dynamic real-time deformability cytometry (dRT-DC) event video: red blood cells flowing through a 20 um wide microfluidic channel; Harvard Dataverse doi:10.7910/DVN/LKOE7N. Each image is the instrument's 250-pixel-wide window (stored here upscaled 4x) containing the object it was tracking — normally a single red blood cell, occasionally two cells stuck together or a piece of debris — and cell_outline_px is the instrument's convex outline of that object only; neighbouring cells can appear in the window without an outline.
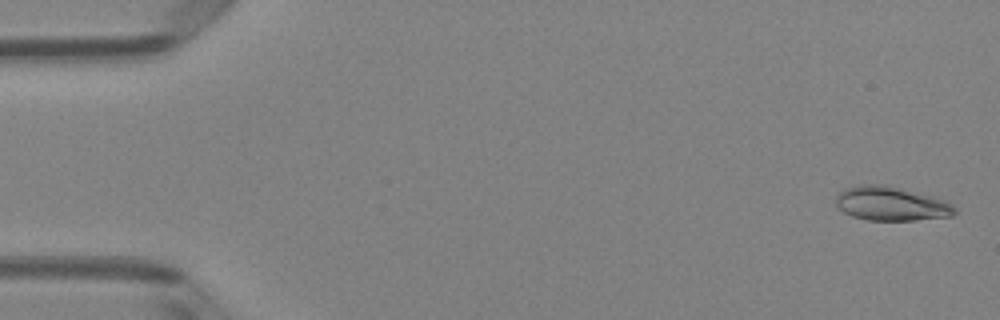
{"species": "Egyptian fruit bat (a non-hibernating species)", "species_latin": "Rousettus aegyptiacus", "temperature_condition": "room temperature", "stored_images_in_passage": 50, "camera_frame_rate_fps": 3000, "um_per_image_px": 0.085, "animal": {"sex": "female"}, "frame": {"image": 1, "passage_image": 2, "time_ms": 0.333, "image_size_px": [1000, 320], "cell_outline_px": [[956, 212], [952, 216], [916, 220], [868, 220], [852, 216], [844, 212], [836, 204], [836, 196], [844, 188], [860, 184], [888, 184], [936, 196], [952, 204], [956, 208]], "centroid_in_image_um": [75.78, 17.29], "position_along_channel_um": 9.2, "area_um2": 23.99}}
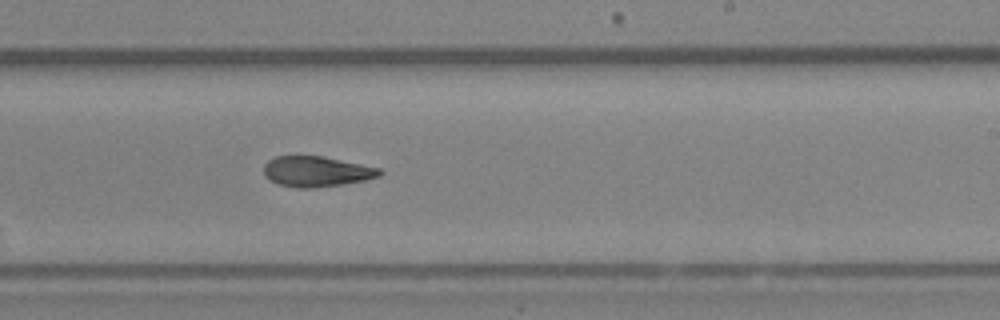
{"frame": {"image": 2, "passage_image": 31, "time_ms": 10.0, "image_size_px": [1000, 320], "cell_outline_px": [[384, 172], [380, 176], [364, 180], [344, 184], [312, 188], [296, 188], [276, 184], [264, 176], [264, 164], [268, 160], [276, 156], [320, 156], [380, 168]], "centroid_in_image_um": [26.87, 14.59], "position_along_channel_um": 262.1, "area_um2": 20.58}}
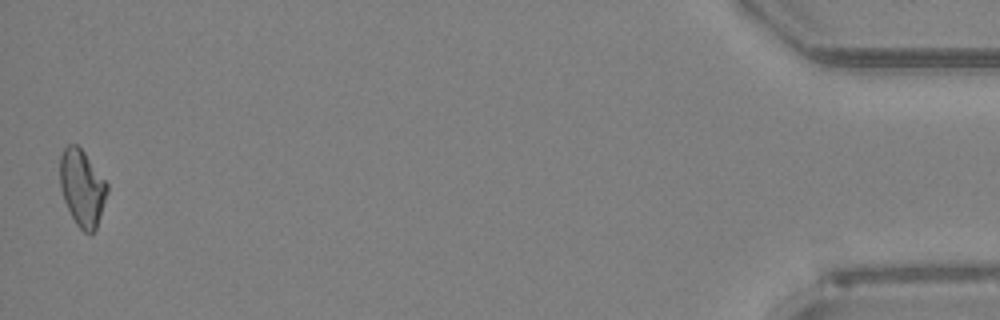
{"frame": {"image": 3, "passage_image": 50, "time_ms": 16.333, "image_size_px": [1000, 320], "cell_outline_px": [[108, 192], [96, 228], [92, 232], [84, 232], [76, 224], [64, 200], [60, 188], [60, 156], [64, 148], [68, 144], [76, 144], [84, 152], [108, 184]], "centroid_in_image_um": [6.98, 15.95], "position_along_channel_um": 428.2, "area_um2": 20.81}, "authors_computed_cell_mechanics": {"area_um2": 21.2993, "velocity_mm_per_s": 4.064, "shape_relaxation_time_tau1_ms": null, "shape_relaxation_time_tau2_ms": 8.6769, "deformation_change_tau1": null, "deformation_change_tau2": 0.1716}}